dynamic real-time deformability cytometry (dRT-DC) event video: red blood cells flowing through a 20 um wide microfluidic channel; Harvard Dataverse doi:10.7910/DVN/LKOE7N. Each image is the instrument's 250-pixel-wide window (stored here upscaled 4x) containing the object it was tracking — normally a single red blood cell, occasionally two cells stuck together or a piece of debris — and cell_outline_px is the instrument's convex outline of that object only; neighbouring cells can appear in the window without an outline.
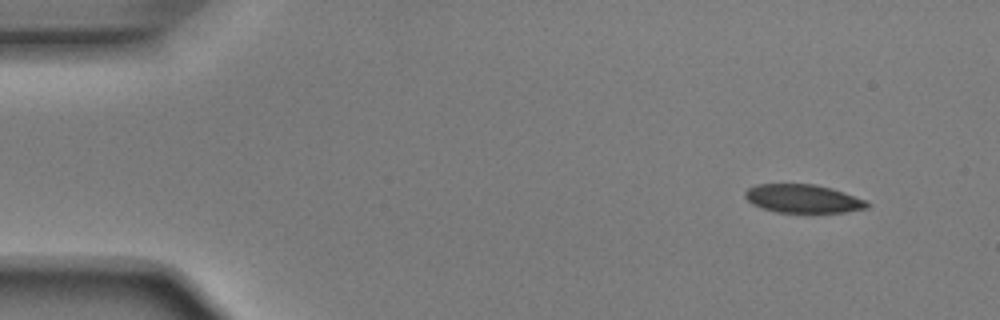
{"species": "Egyptian fruit bat (a non-hibernating species)", "species_latin": "Rousettus aegyptiacus", "temperature_condition": "room temperature", "stored_images_in_passage": 4, "segment_of_instrument_passage": [2, 2], "camera_frame_rate_fps": 3000, "um_per_image_px": 0.085, "animal": {"sex": "male"}, "frame": {"image": 1, "passage_image": 4, "time_ms": 1.0, "image_size_px": [1000, 320], "cell_outline_px": [[868, 208], [844, 212], [808, 216], [776, 212], [752, 204], [744, 196], [744, 192], [748, 188], [756, 184], [816, 184], [832, 188], [844, 192], [864, 200], [868, 204]], "centroid_in_image_um": [68.25, 16.93], "position_along_channel_um": 16.7, "area_um2": 21.04}}